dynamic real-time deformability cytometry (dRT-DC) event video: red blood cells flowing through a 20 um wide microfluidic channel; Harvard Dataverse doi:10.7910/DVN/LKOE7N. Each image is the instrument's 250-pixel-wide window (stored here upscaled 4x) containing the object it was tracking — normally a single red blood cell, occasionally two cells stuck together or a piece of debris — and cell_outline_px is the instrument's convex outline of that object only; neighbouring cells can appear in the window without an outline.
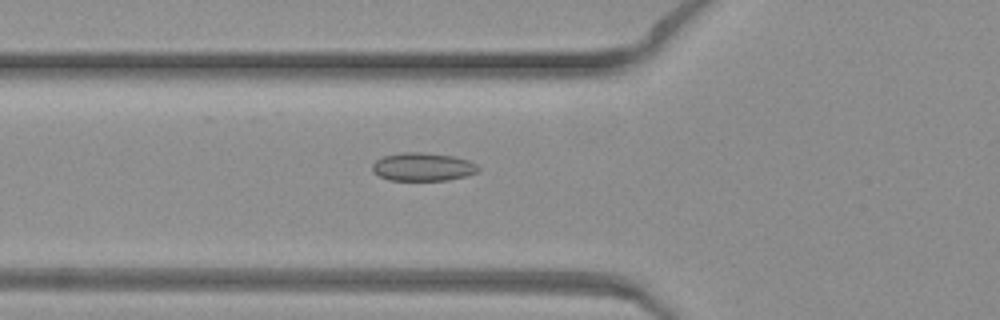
{"species": "common noctule bat (a hibernating species)", "species_latin": "Nyctalus noctula", "temperature_condition": "warm", "stored_images_in_passage": 41, "camera_frame_rate_fps": 3000, "um_per_image_px": 0.085, "animal": {"sex": "female", "body_mass_g": 19.3, "forearm_length_mm": 54.1}, "frame": {"image": 1, "passage_image": 11, "time_ms": 3.333, "image_size_px": [1000, 320], "cell_outline_px": [[480, 168], [476, 172], [464, 176], [448, 180], [388, 180], [380, 176], [372, 168], [372, 164], [376, 160], [384, 156], [400, 152], [420, 152], [456, 156], [468, 160], [476, 164]], "centroid_in_image_um": [35.95, 14.17], "position_along_channel_um": 89.9, "area_um2": 17.34}}
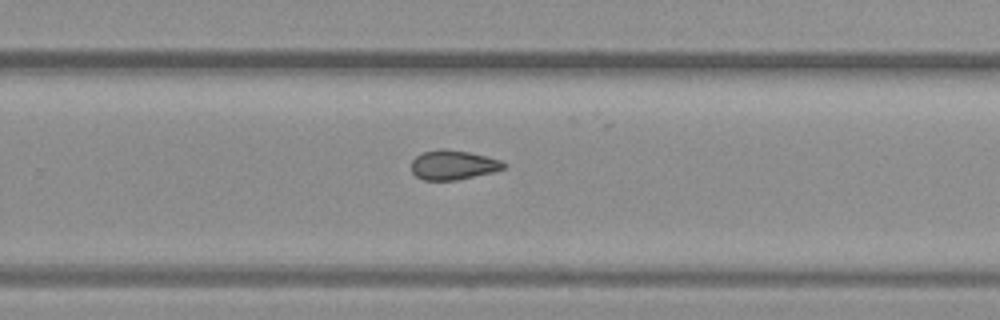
{"frame": {"image": 2, "passage_image": 25, "time_ms": 8.0, "image_size_px": [1000, 320], "cell_outline_px": [[508, 164], [504, 168], [492, 172], [456, 180], [424, 180], [416, 176], [412, 172], [412, 160], [416, 156], [424, 152], [440, 148], [444, 148], [468, 152], [500, 160]], "centroid_in_image_um": [38.5, 14.02], "position_along_channel_um": 291.3, "area_um2": 15.72}}
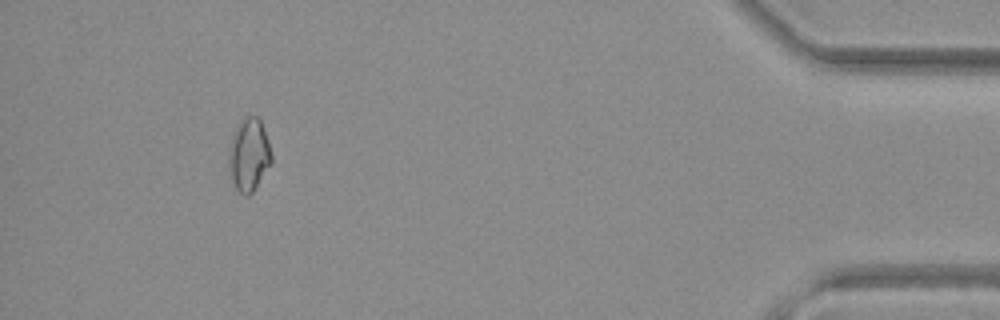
{"frame": {"image": 3, "passage_image": 38, "time_ms": 12.333, "image_size_px": [1000, 320], "cell_outline_px": [[272, 164], [252, 192], [248, 196], [244, 196], [236, 188], [228, 172], [228, 148], [236, 124], [244, 116], [256, 116], [260, 120], [272, 156]], "centroid_in_image_um": [21.12, 13.16], "position_along_channel_um": 414.1, "area_um2": 18.26}}